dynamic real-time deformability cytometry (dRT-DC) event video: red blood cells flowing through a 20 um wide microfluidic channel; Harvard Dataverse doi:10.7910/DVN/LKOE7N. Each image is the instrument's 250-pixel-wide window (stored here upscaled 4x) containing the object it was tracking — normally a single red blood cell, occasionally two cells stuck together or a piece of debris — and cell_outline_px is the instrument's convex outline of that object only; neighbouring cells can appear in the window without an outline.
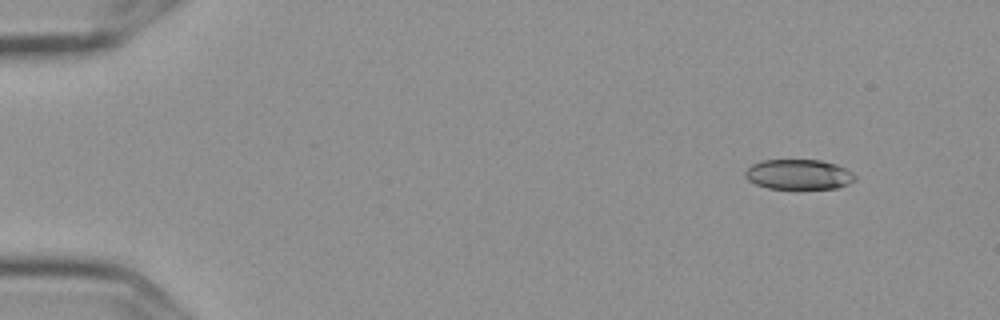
{"species": "Egyptian fruit bat (a non-hibernating species)", "species_latin": "Rousettus aegyptiacus", "temperature_condition": "cold", "stored_images_in_passage": 6, "camera_frame_rate_fps": 3000, "um_per_image_px": 0.085, "frame": {"image": 1, "passage_image": 2, "time_ms": 0.333, "image_size_px": [1000, 320], "cell_outline_px": [[856, 180], [848, 184], [836, 188], [768, 188], [756, 184], [748, 180], [744, 176], [744, 172], [752, 164], [760, 160], [820, 160], [836, 164], [848, 168], [856, 176]], "centroid_in_image_um": [67.9, 14.81], "position_along_channel_um": 17.1, "area_um2": 19.31}}
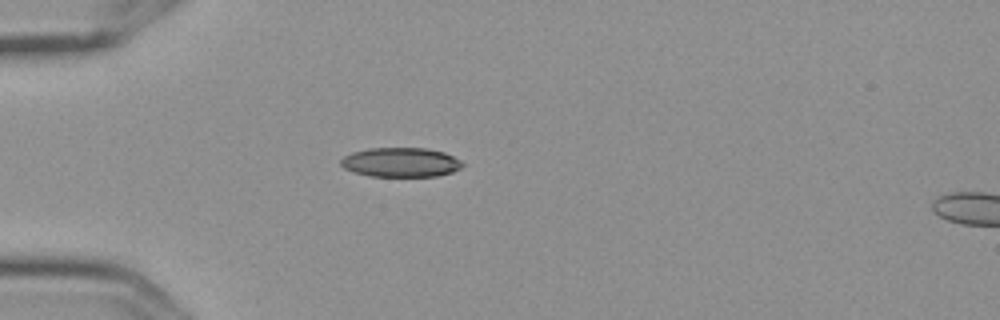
{"frame": {"image": 2, "passage_image": 5, "time_ms": 1.333, "image_size_px": [1000, 320], "cell_outline_px": [[464, 164], [460, 168], [452, 172], [436, 176], [368, 176], [352, 172], [344, 168], [340, 164], [340, 160], [344, 156], [352, 152], [368, 148], [424, 148], [444, 152], [460, 160]], "centroid_in_image_um": [34.03, 13.79], "position_along_channel_um": 51.0, "area_um2": 20.87}}